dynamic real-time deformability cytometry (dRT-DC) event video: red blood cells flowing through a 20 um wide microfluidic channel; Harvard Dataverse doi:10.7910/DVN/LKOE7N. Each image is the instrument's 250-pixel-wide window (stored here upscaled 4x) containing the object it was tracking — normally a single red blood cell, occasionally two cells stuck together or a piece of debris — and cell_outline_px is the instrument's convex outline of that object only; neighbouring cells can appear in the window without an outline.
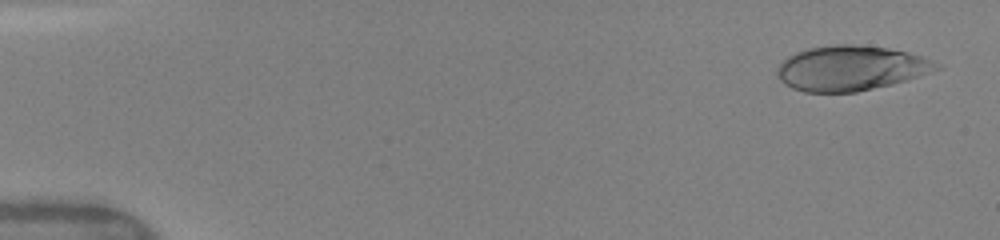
{"species": "human", "species_latin": "Homo sapiens", "temperature_condition": "warm", "stored_images_in_passage": 31, "camera_frame_rate_fps": 3000, "um_per_image_px": 0.085, "donor": {"sex": "female"}, "frame": {"image": 1, "passage_image": 2, "time_ms": 0.333, "image_size_px": [1000, 240], "cell_outline_px": [[944, 68], [892, 84], [856, 92], [804, 92], [792, 88], [784, 84], [776, 76], [776, 72], [780, 64], [788, 56], [796, 52], [808, 48], [832, 44], [856, 44], [888, 48], [908, 52], [924, 56], [944, 64]], "centroid_in_image_um": [72.35, 5.78], "position_along_channel_um": 12.6, "area_um2": 42.14}}
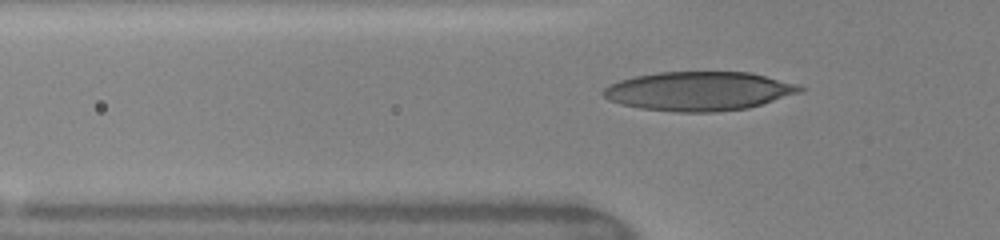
{"frame": {"image": 2, "passage_image": 19, "time_ms": 5.0, "image_size_px": [1000, 240], "cell_outline_px": [[808, 88], [800, 92], [748, 108], [712, 112], [676, 112], [640, 108], [620, 104], [608, 100], [600, 92], [608, 84], [632, 76], [656, 72], [748, 72], [796, 84]], "centroid_in_image_um": [59.34, 7.74], "position_along_channel_um": 66.5, "area_um2": 44.68}}